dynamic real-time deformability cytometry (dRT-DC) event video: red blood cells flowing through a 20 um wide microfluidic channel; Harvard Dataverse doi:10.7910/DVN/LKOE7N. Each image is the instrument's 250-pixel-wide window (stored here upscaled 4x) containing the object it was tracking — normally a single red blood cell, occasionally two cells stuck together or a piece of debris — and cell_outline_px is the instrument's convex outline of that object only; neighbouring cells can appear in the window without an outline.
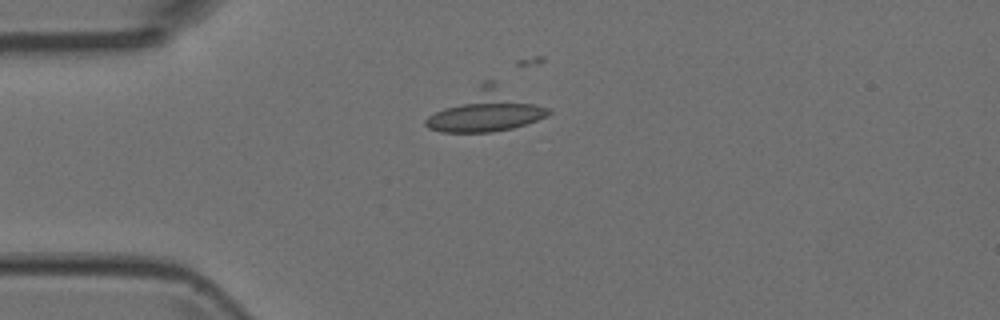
{"species": "Egyptian fruit bat (a non-hibernating species)", "species_latin": "Rousettus aegyptiacus", "temperature_condition": "room temperature", "stored_images_in_passage": 7, "camera_frame_rate_fps": 3000, "um_per_image_px": 0.085, "animal": {"sex": "female"}, "frame": {"image": 1, "passage_image": 1, "time_ms": 0.0, "image_size_px": [1000, 320], "cell_outline_px": [[552, 112], [548, 116], [512, 128], [492, 132], [440, 132], [428, 128], [424, 124], [424, 120], [428, 116], [484, 80], [492, 80], [548, 108]], "centroid_in_image_um": [41.32, 9.4], "position_along_channel_um": 43.7, "area_um2": 29.42}}
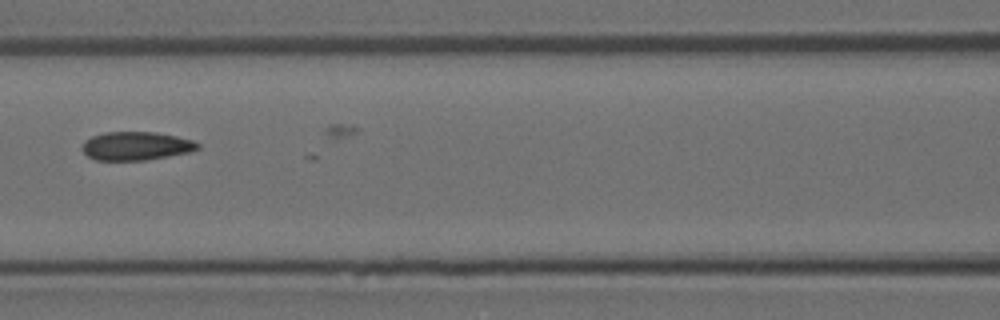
{"frame": {"image": 2, "passage_image": 4, "time_ms": 1.0, "image_size_px": [1000, 320], "cell_outline_px": [[200, 148], [188, 152], [168, 156], [144, 160], [96, 160], [88, 156], [80, 148], [84, 140], [92, 136], [104, 132], [156, 132], [176, 136], [192, 140], [200, 144]], "centroid_in_image_um": [11.54, 12.4], "position_along_channel_um": 155.1, "area_um2": 19.19}}
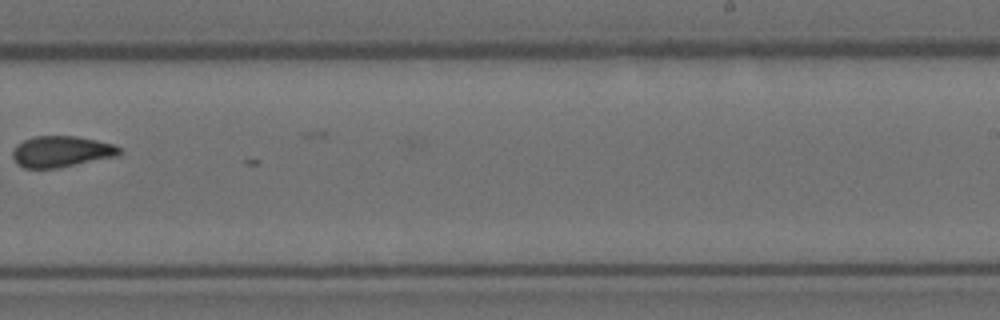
{"frame": {"image": 3, "passage_image": 7, "time_ms": 2.0, "image_size_px": [1000, 320], "cell_outline_px": [[120, 156], [56, 168], [24, 168], [16, 164], [12, 156], [12, 152], [16, 144], [32, 136], [76, 136], [96, 140], [112, 144], [120, 148]], "centroid_in_image_um": [5.19, 12.88], "position_along_channel_um": 283.8, "area_um2": 19.48}}